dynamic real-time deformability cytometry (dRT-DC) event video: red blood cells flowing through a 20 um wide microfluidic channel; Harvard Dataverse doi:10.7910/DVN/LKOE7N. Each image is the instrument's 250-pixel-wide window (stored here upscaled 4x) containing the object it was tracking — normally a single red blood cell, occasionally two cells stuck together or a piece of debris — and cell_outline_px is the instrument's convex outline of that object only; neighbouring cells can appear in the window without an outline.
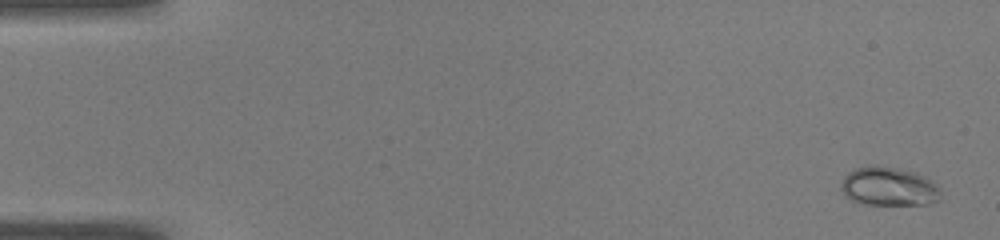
{"species": "common noctule bat (a hibernating species)", "species_latin": "Nyctalus noctula", "temperature_condition": "warm", "stored_images_in_passage": 50, "camera_frame_rate_fps": 3000, "um_per_image_px": 0.085, "animal": {"sex": "male", "body_mass_g": 19.0, "forearm_length_mm": 50.8}, "frame": {"image": 1, "passage_image": 2, "time_ms": 0.333, "image_size_px": [1000, 240], "cell_outline_px": [[940, 200], [924, 204], [860, 204], [844, 196], [840, 188], [840, 184], [844, 176], [848, 172], [856, 168], [868, 164], [876, 164], [900, 168], [916, 172], [924, 176], [940, 188]], "centroid_in_image_um": [75.49, 15.83], "position_along_channel_um": 9.5, "area_um2": 22.89}}
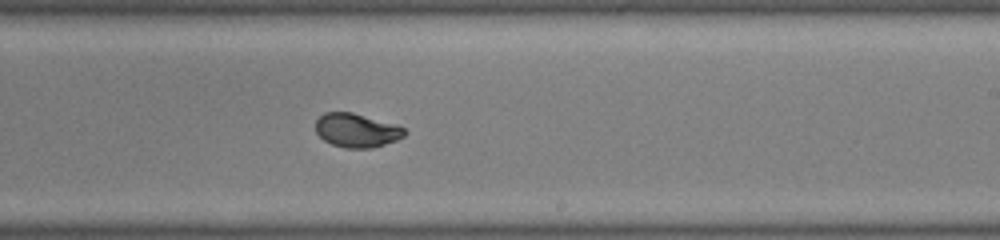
{"frame": {"image": 2, "passage_image": 31, "time_ms": 10.0, "image_size_px": [1000, 240], "cell_outline_px": [[408, 132], [404, 136], [396, 140], [372, 148], [344, 148], [332, 144], [324, 140], [316, 132], [316, 120], [324, 112], [352, 112], [392, 124], [404, 128]], "centroid_in_image_um": [30.29, 11.08], "position_along_channel_um": 258.7, "area_um2": 17.34}}
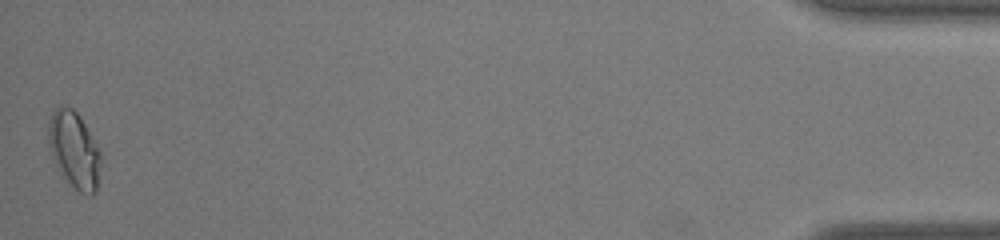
{"frame": {"image": 3, "passage_image": 50, "time_ms": 16.333, "image_size_px": [1000, 240], "cell_outline_px": [[100, 164], [96, 192], [80, 192], [68, 180], [52, 160], [48, 144], [48, 124], [52, 112], [56, 108], [72, 108], [80, 116], [100, 148]], "centroid_in_image_um": [6.3, 12.69], "position_along_channel_um": 428.9, "area_um2": 22.89}, "authors_computed_cell_mechanics": {"area_um2": 18.2359, "velocity_mm_per_s": 4.0832, "shape_relaxation_time_tau1_ms": 3.2079, "shape_relaxation_time_tau2_ms": null, "deformation_change_tau1": 0.1584, "deformation_change_tau2": null}}